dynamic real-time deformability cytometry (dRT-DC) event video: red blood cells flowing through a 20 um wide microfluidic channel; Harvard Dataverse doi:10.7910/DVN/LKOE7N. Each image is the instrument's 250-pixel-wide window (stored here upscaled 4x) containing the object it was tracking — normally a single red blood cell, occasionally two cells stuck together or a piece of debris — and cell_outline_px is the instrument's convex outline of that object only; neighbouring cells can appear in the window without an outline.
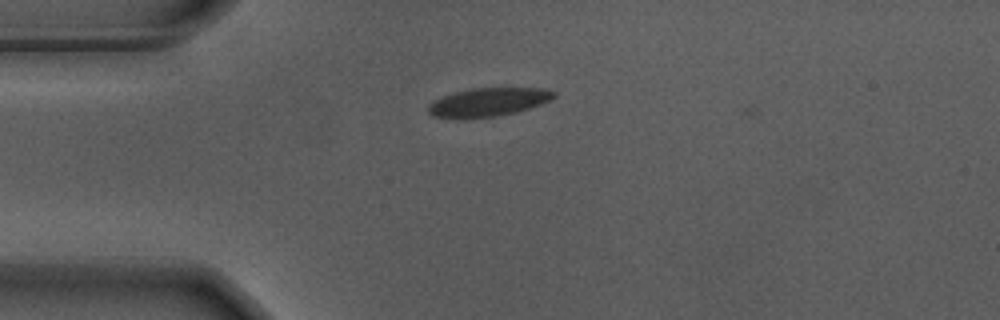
{"species": "Egyptian fruit bat (a non-hibernating species)", "species_latin": "Rousettus aegyptiacus", "temperature_condition": "warm", "stored_images_in_passage": 5, "camera_frame_rate_fps": 3000, "um_per_image_px": 0.085, "animal": {"sex": "male"}, "frame": {"image": 1, "passage_image": 3, "time_ms": 0.667, "image_size_px": [1000, 320], "cell_outline_px": [[556, 96], [552, 100], [516, 112], [496, 116], [464, 120], [456, 120], [432, 116], [428, 112], [428, 104], [432, 100], [456, 92], [472, 88], [548, 88], [556, 92]], "centroid_in_image_um": [41.47, 8.7], "position_along_channel_um": 43.5, "area_um2": 21.33}}